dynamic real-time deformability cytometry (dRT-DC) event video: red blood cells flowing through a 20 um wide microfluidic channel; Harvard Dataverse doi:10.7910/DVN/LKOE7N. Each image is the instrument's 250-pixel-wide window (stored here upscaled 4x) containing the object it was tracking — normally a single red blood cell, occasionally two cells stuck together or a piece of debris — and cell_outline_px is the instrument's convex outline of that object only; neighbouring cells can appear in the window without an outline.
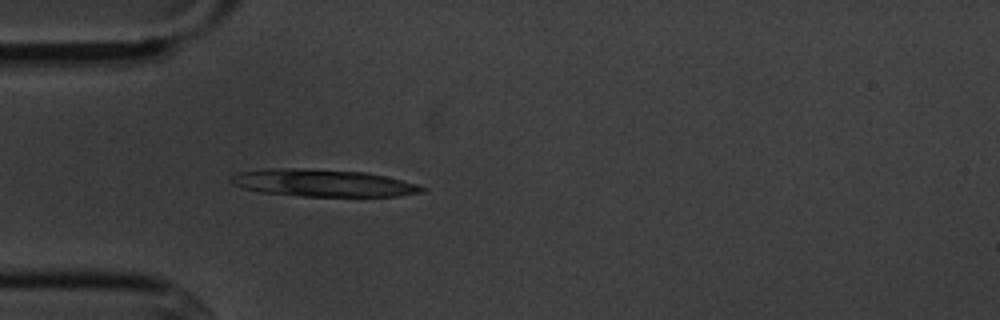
{"species": "common noctule bat (a hibernating species)", "species_latin": "Nyctalus noctula", "temperature_condition": "cold", "stored_images_in_passage": 4, "camera_frame_rate_fps": 3000, "um_per_image_px": 0.085, "animal": {"sex": "male", "body_mass_g": 20.1, "forearm_length_mm": 53.5}, "frame": {"image": 1, "passage_image": 4, "time_ms": 3.667, "image_size_px": [1000, 320], "cell_outline_px": [[428, 188], [424, 192], [400, 196], [300, 196], [260, 192], [244, 188], [228, 180], [236, 172], [268, 168], [304, 168], [364, 172], [384, 176], [416, 184]], "centroid_in_image_um": [27.44, 15.55], "position_along_channel_um": 57.6, "area_um2": 30.29}}